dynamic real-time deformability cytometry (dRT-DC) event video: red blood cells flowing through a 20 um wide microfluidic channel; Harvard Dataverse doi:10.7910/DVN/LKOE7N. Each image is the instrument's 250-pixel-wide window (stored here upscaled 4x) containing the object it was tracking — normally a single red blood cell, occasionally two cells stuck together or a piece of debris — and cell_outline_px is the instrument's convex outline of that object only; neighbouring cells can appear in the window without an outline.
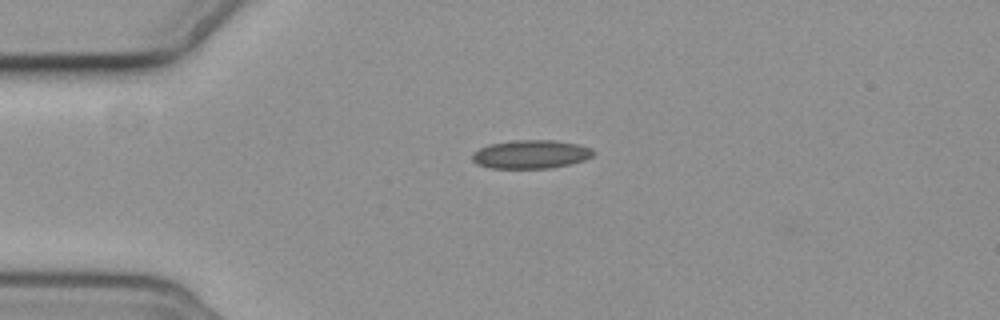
{"species": "common noctule bat (a hibernating species)", "species_latin": "Nyctalus noctula", "temperature_condition": "cold", "stored_images_in_passage": 2, "camera_frame_rate_fps": 3000, "um_per_image_px": 0.085, "animal": {"sex": "female", "body_mass_g": 19.3, "forearm_length_mm": 54.1}, "frame": {"image": 1, "passage_image": 1, "time_ms": 0.0, "image_size_px": [1000, 320], "cell_outline_px": [[596, 152], [592, 156], [584, 160], [552, 168], [488, 168], [476, 164], [472, 160], [472, 152], [488, 144], [516, 140], [556, 140], [580, 144], [592, 148]], "centroid_in_image_um": [45.12, 13.11], "position_along_channel_um": 39.9, "area_um2": 20.35}}